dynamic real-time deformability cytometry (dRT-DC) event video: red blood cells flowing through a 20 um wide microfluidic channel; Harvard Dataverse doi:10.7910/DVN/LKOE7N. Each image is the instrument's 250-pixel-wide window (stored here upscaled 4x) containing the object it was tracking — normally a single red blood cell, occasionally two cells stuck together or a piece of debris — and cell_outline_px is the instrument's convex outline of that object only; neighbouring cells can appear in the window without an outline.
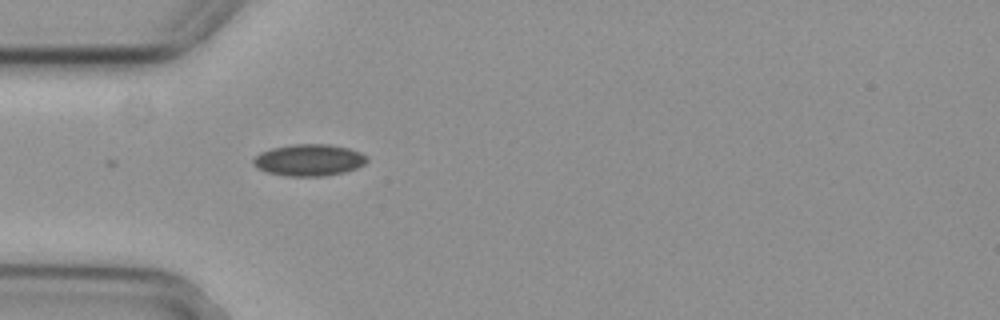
{"species": "common noctule bat (a hibernating species)", "species_latin": "Nyctalus noctula", "temperature_condition": "cold", "stored_images_in_passage": 1, "camera_frame_rate_fps": 3000, "um_per_image_px": 0.085, "animal": {"sex": "female", "body_mass_g": 29.2, "forearm_length_mm": 56.3}, "frame": {"image": 1, "passage_image": 1, "time_ms": 0.0, "image_size_px": [1000, 320], "cell_outline_px": [[368, 160], [364, 164], [356, 168], [344, 172], [324, 176], [284, 176], [268, 172], [256, 168], [252, 164], [252, 160], [260, 152], [272, 148], [292, 144], [328, 144], [348, 148], [360, 152], [368, 156]], "centroid_in_image_um": [26.25, 13.6], "position_along_channel_um": 58.7, "area_um2": 21.1}}